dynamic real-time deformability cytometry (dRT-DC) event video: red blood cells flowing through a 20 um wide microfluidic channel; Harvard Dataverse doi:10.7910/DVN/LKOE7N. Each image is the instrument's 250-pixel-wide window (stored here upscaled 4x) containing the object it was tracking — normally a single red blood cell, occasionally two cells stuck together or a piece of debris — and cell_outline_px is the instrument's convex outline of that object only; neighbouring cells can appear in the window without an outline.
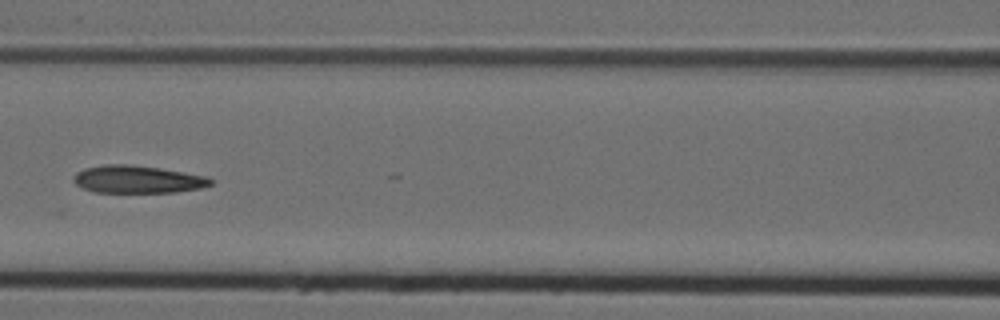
{"species": "Egyptian fruit bat (a non-hibernating species)", "species_latin": "Rousettus aegyptiacus", "temperature_condition": "cold", "stored_images_in_passage": 8, "camera_frame_rate_fps": 3000, "um_per_image_px": 0.085, "animal": {"sex": "female"}, "frame": {"image": 1, "passage_image": 8, "time_ms": 2.333, "image_size_px": [1000, 320], "cell_outline_px": [[212, 184], [204, 188], [176, 192], [92, 192], [76, 184], [72, 180], [72, 176], [76, 172], [84, 168], [104, 164], [128, 164], [160, 168], [208, 176], [212, 180]], "centroid_in_image_um": [11.69, 15.24], "position_along_channel_um": 154.9, "area_um2": 22.25}}